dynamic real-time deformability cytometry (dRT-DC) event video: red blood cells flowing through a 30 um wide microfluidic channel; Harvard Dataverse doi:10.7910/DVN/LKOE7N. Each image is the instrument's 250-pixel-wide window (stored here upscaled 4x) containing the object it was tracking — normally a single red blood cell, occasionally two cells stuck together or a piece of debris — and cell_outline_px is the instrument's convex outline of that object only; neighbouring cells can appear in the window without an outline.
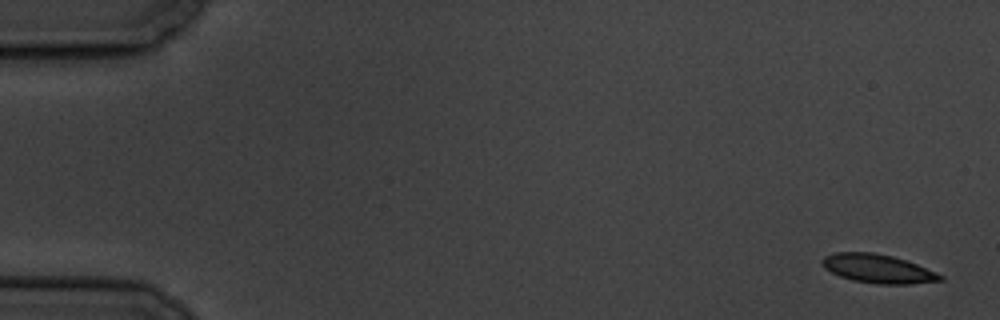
{"species": "common noctule bat (a hibernating species)", "species_latin": "Nyctalus noctula", "temperature_condition": "cold", "stored_images_in_passage": 7, "camera_frame_rate_fps": 3000, "um_per_image_px": 0.085, "animal": {"sex": "male", "body_mass_g": 19.5, "forearm_length_mm": 54.6}, "frame": {"image": 1, "passage_image": 1, "time_ms": 0.0, "image_size_px": [1000, 320], "cell_outline_px": [[944, 280], [908, 284], [876, 284], [852, 280], [840, 276], [824, 268], [820, 260], [824, 256], [836, 252], [872, 252], [892, 256], [916, 264], [936, 272], [944, 276]], "centroid_in_image_um": [74.6, 22.84], "position_along_channel_um": 10.4, "area_um2": 19.71}}
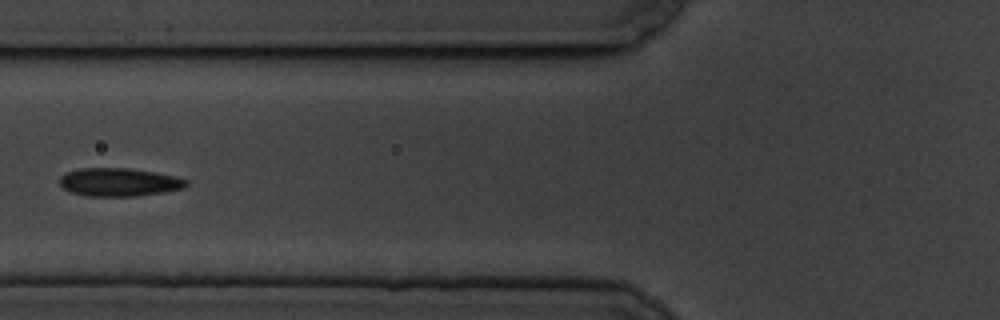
{"frame": {"image": 2, "passage_image": 7, "time_ms": 7.0, "image_size_px": [1000, 320], "cell_outline_px": [[188, 184], [184, 188], [164, 192], [136, 196], [84, 196], [72, 192], [64, 188], [60, 184], [60, 176], [64, 172], [80, 168], [128, 168], [176, 176], [188, 180]], "centroid_in_image_um": [10.11, 15.48], "position_along_channel_um": 115.7, "area_um2": 20.87}}